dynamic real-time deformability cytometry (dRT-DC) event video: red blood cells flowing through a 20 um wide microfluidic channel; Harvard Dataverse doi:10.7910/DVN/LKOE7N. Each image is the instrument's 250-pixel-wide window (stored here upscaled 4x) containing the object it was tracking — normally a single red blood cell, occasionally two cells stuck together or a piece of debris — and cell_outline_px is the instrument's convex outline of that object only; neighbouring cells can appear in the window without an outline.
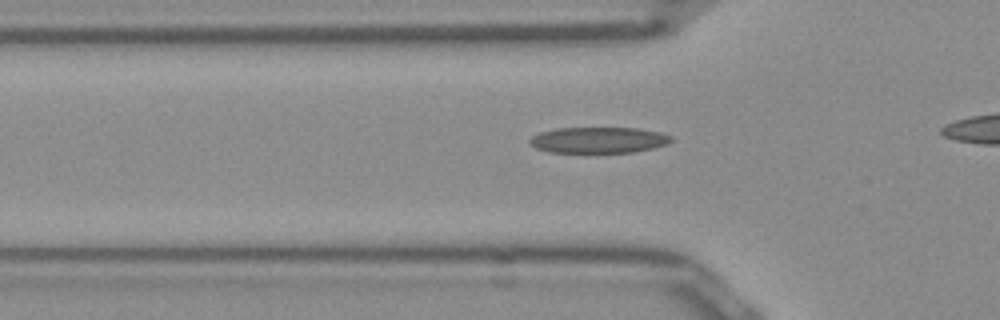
{"species": "Egyptian fruit bat (a non-hibernating species)", "species_latin": "Rousettus aegyptiacus", "temperature_condition": "room temperature", "stored_images_in_passage": 23, "camera_frame_rate_fps": 3000, "um_per_image_px": 0.085, "frame": {"image": 1, "passage_image": 8, "time_ms": 2.333, "image_size_px": [1000, 320], "cell_outline_px": [[672, 140], [668, 144], [652, 148], [632, 152], [552, 152], [536, 148], [528, 140], [532, 136], [540, 132], [556, 128], [640, 128], [660, 132], [672, 136]], "centroid_in_image_um": [50.9, 11.89], "position_along_channel_um": 74.9, "area_um2": 21.33}}
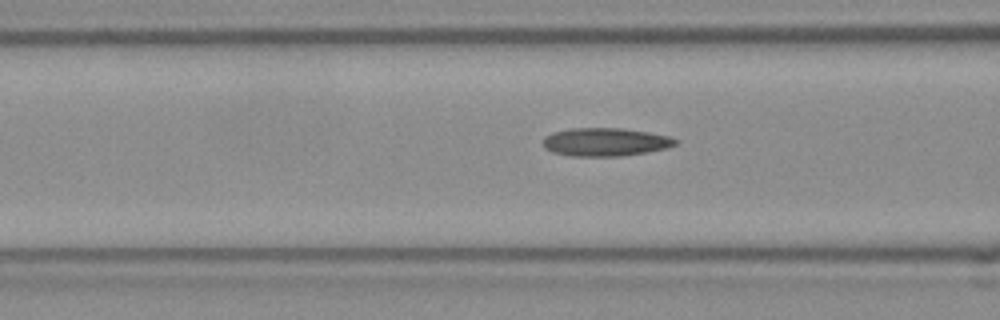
{"frame": {"image": 2, "passage_image": 11, "time_ms": 3.333, "image_size_px": [1000, 320], "cell_outline_px": [[676, 144], [668, 148], [620, 156], [572, 156], [552, 152], [544, 148], [544, 136], [552, 132], [572, 128], [620, 128], [648, 132], [668, 136], [676, 140]], "centroid_in_image_um": [51.41, 12.07], "position_along_channel_um": 115.2, "area_um2": 21.62}}
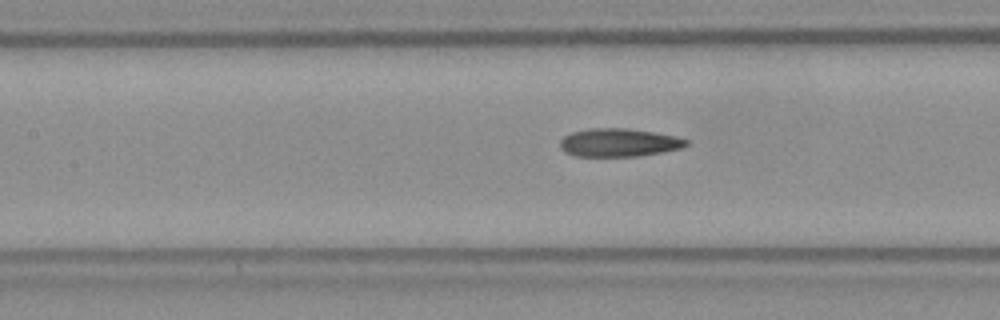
{"frame": {"image": 3, "passage_image": 14, "time_ms": 4.333, "image_size_px": [1000, 320], "cell_outline_px": [[688, 144], [680, 148], [640, 156], [576, 156], [564, 152], [560, 148], [560, 140], [564, 136], [572, 132], [588, 128], [628, 128], [676, 136], [688, 140]], "centroid_in_image_um": [52.56, 12.11], "position_along_channel_um": 154.8, "area_um2": 20.69}}